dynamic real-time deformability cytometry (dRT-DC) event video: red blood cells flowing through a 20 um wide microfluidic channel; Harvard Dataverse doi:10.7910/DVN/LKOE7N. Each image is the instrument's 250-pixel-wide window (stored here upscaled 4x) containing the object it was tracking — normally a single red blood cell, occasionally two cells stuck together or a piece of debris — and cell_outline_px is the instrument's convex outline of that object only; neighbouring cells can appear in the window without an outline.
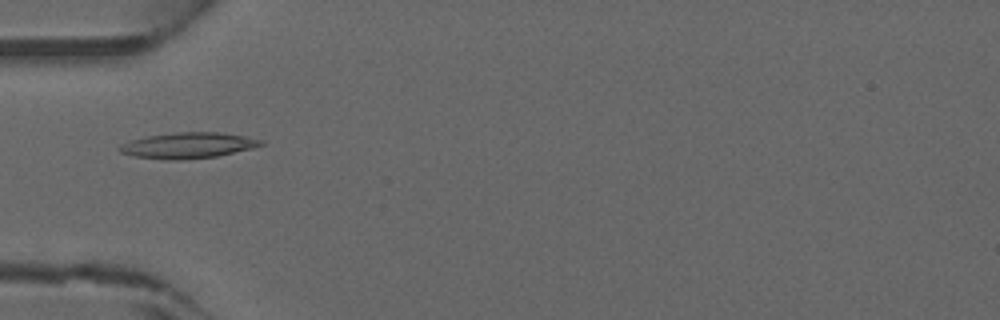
{"species": "common noctule bat (a hibernating species)", "species_latin": "Nyctalus noctula", "temperature_condition": "warm", "stored_images_in_passage": 46, "camera_frame_rate_fps": 3000, "um_per_image_px": 0.085, "animal": {"sex": "male", "forearm_length_mm": 52.5}, "frame": {"image": 1, "passage_image": 15, "time_ms": 4.667, "image_size_px": [1000, 320], "cell_outline_px": [[264, 144], [252, 148], [216, 156], [180, 160], [168, 160], [136, 156], [120, 152], [116, 148], [132, 140], [148, 136], [176, 132], [216, 132], [244, 136], [264, 140]], "centroid_in_image_um": [16.0, 12.36], "position_along_channel_um": 69.0, "area_um2": 20.92}}
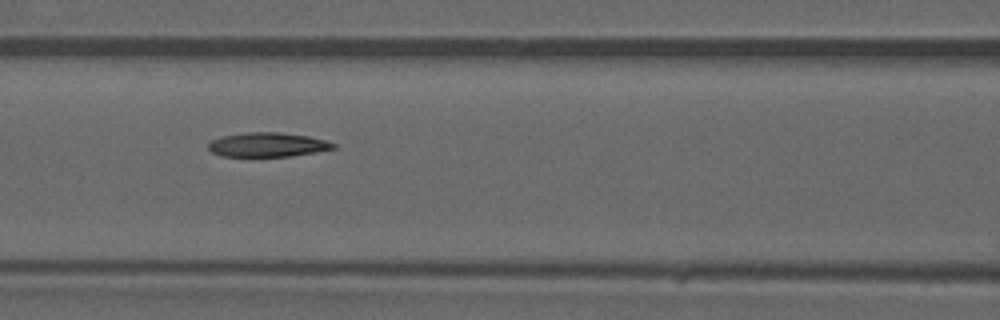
{"frame": {"image": 2, "passage_image": 20, "time_ms": 6.333, "image_size_px": [1000, 320], "cell_outline_px": [[336, 148], [316, 152], [292, 156], [224, 156], [212, 152], [208, 148], [208, 144], [212, 140], [224, 136], [248, 132], [276, 132], [308, 136], [324, 140], [336, 144]], "centroid_in_image_um": [22.76, 12.3], "position_along_channel_um": 143.8, "area_um2": 17.46}}
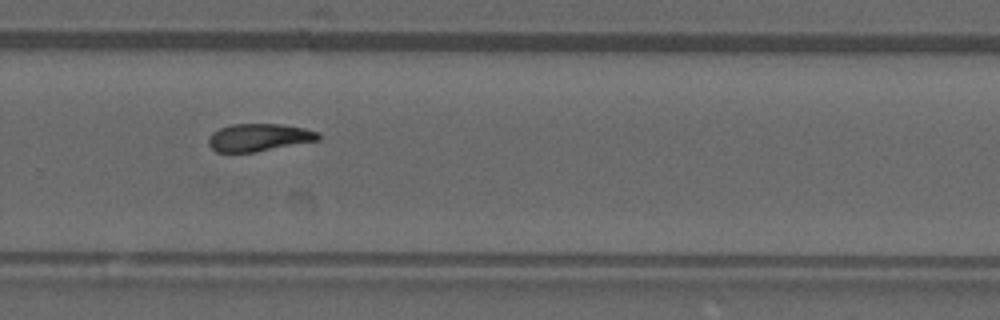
{"frame": {"image": 3, "passage_image": 31, "time_ms": 10.0, "image_size_px": [1000, 320], "cell_outline_px": [[320, 140], [256, 152], [216, 152], [208, 144], [208, 136], [212, 132], [220, 128], [232, 124], [280, 124], [304, 128], [320, 132]], "centroid_in_image_um": [22.01, 11.68], "position_along_channel_um": 307.8, "area_um2": 17.8}}